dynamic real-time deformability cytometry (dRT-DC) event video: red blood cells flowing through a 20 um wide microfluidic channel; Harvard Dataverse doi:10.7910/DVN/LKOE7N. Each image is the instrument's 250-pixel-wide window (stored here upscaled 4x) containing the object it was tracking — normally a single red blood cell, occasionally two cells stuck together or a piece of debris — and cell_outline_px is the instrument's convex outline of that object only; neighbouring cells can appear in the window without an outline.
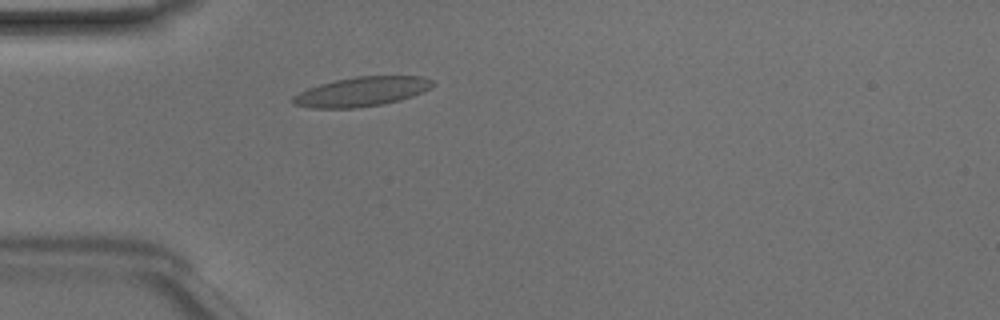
{"species": "Egyptian fruit bat (a non-hibernating species)", "species_latin": "Rousettus aegyptiacus", "temperature_condition": "room temperature", "stored_images_in_passage": 43, "camera_frame_rate_fps": 3000, "um_per_image_px": 0.085, "animal": {"sex": "male"}, "frame": {"image": 1, "passage_image": 8, "time_ms": 2.333, "image_size_px": [1000, 320], "cell_outline_px": [[436, 84], [412, 96], [400, 100], [384, 104], [356, 108], [308, 108], [292, 104], [288, 100], [292, 96], [308, 88], [320, 84], [336, 80], [356, 76], [420, 76], [432, 80]], "centroid_in_image_um": [30.68, 7.8], "position_along_channel_um": 54.3, "area_um2": 24.04}}
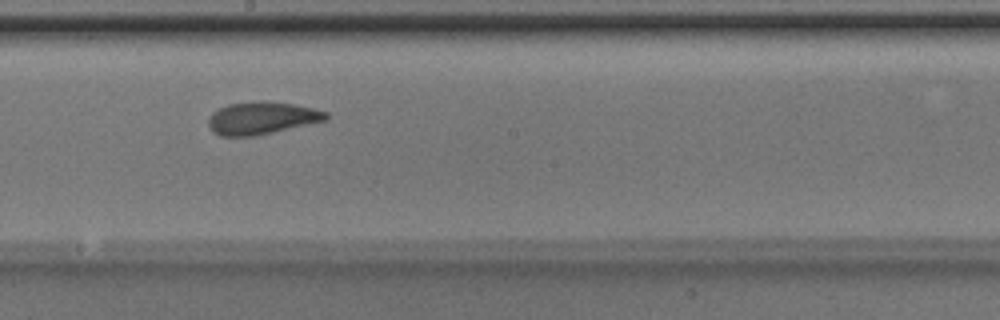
{"frame": {"image": 2, "passage_image": 21, "time_ms": 6.667, "image_size_px": [1000, 320], "cell_outline_px": [[328, 120], [256, 136], [220, 136], [212, 132], [208, 124], [208, 116], [212, 112], [228, 104], [260, 100], [296, 104], [328, 112]], "centroid_in_image_um": [22.24, 10.03], "position_along_channel_um": 226.0, "area_um2": 22.54}}
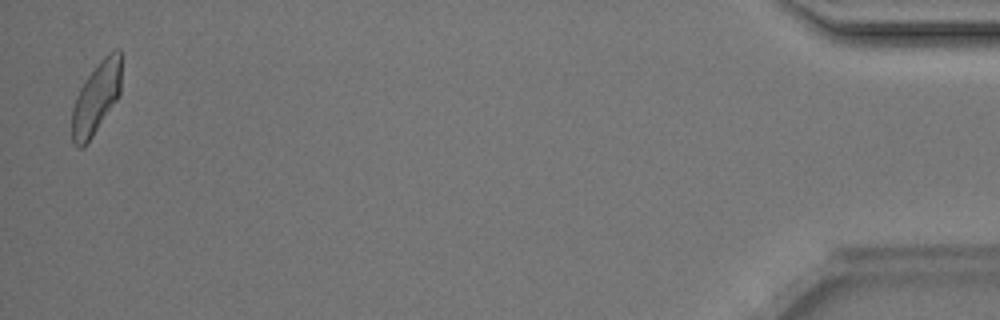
{"frame": {"image": 3, "passage_image": 42, "time_ms": 13.667, "image_size_px": [1000, 320], "cell_outline_px": [[120, 96], [84, 148], [76, 148], [72, 144], [72, 108], [80, 88], [88, 76], [100, 60], [108, 52], [116, 48], [120, 48]], "centroid_in_image_um": [8.17, 8.36], "position_along_channel_um": 427.0, "area_um2": 20.69}, "authors_computed_cell_mechanics": {"area_um2": 22.0796, "velocity_mm_per_s": 4.1395, "shape_relaxation_time_tau1_ms": 3.2268, "shape_relaxation_time_tau2_ms": 1.3262, "deformation_change_tau1": 0.1262, "deformation_change_tau2": 0.0647}}